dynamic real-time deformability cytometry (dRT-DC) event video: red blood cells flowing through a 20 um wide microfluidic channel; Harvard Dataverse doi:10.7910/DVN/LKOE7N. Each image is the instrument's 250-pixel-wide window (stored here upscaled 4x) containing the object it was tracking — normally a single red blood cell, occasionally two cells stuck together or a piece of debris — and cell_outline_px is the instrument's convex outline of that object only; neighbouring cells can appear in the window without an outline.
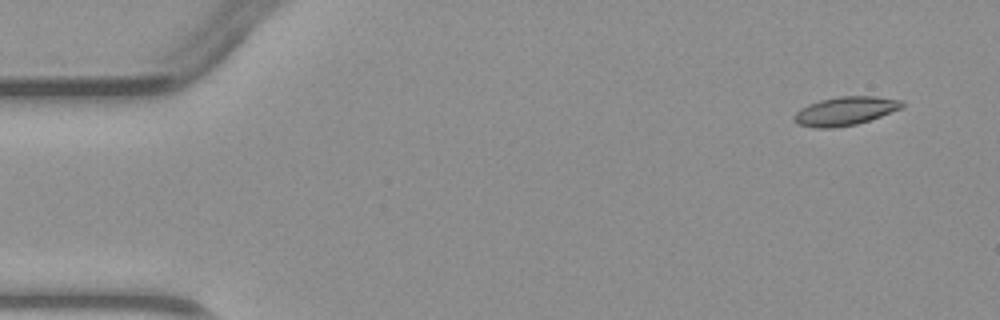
{"species": "common noctule bat (a hibernating species)", "species_latin": "Nyctalus noctula", "temperature_condition": "warm", "stored_images_in_passage": 4, "camera_frame_rate_fps": 3000, "um_per_image_px": 0.085, "animal": {"sex": "male", "body_mass_g": 23.1, "forearm_length_mm": 52.7}, "frame": {"image": 1, "passage_image": 1, "time_ms": 0.0, "image_size_px": [1000, 320], "cell_outline_px": [[904, 104], [900, 108], [880, 116], [856, 124], [832, 128], [816, 128], [800, 124], [792, 116], [800, 108], [808, 104], [820, 100], [840, 96], [876, 96], [904, 100]], "centroid_in_image_um": [71.84, 9.42], "position_along_channel_um": 13.2, "area_um2": 17.8}}
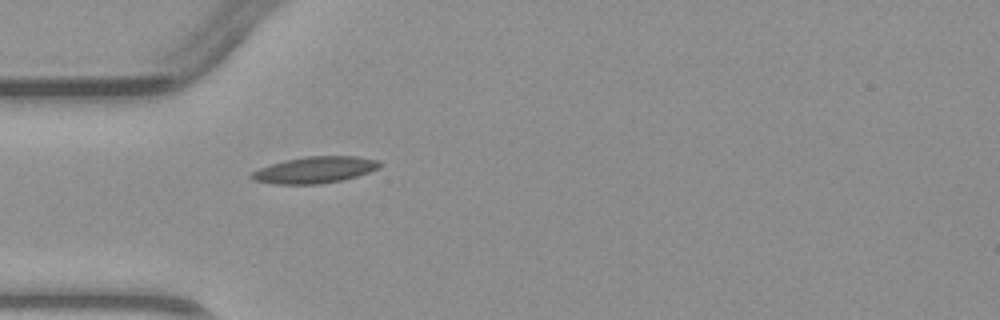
{"frame": {"image": 2, "passage_image": 4, "time_ms": 3.667, "image_size_px": [1000, 320], "cell_outline_px": [[384, 164], [380, 168], [356, 176], [340, 180], [320, 184], [276, 184], [252, 180], [248, 176], [252, 172], [260, 168], [284, 160], [308, 156], [356, 156], [380, 160]], "centroid_in_image_um": [26.78, 14.43], "position_along_channel_um": 58.2, "area_um2": 19.83}}